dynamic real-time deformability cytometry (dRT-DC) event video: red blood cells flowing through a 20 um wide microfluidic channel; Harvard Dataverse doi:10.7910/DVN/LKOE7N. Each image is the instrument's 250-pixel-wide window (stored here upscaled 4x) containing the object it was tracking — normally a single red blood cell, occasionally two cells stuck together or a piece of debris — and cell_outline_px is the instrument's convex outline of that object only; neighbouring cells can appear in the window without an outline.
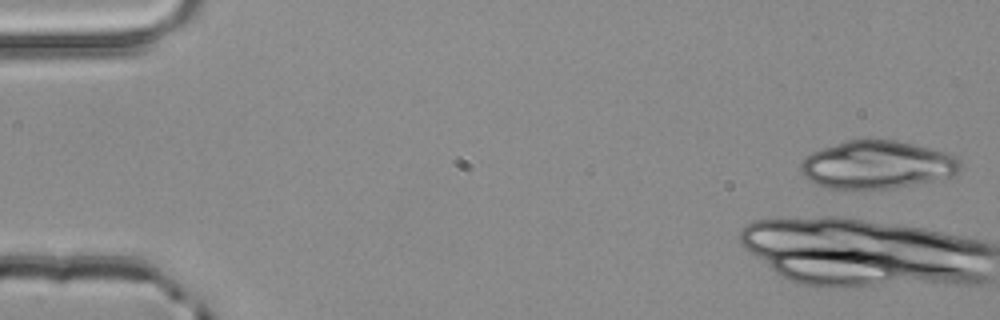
{"species": "common noctule bat (a hibernating species)", "species_latin": "Nyctalus noctula", "temperature_condition": "room temperature", "stored_images_in_passage": 5, "camera_frame_rate_fps": 3000, "um_per_image_px": 0.085, "animal": {"sex": "male", "body_mass_g": 20.4}, "frame": {"image": 1, "passage_image": 1, "time_ms": 0.0, "image_size_px": [1000, 320], "cell_outline_px": [[960, 168], [956, 172], [948, 176], [932, 180], [896, 188], [828, 188], [816, 184], [804, 176], [800, 172], [800, 164], [812, 152], [820, 148], [844, 140], [892, 140], [912, 144], [944, 152], [956, 156], [960, 160]], "centroid_in_image_um": [74.5, 14.0], "position_along_channel_um": 10.5, "area_um2": 43.99}}